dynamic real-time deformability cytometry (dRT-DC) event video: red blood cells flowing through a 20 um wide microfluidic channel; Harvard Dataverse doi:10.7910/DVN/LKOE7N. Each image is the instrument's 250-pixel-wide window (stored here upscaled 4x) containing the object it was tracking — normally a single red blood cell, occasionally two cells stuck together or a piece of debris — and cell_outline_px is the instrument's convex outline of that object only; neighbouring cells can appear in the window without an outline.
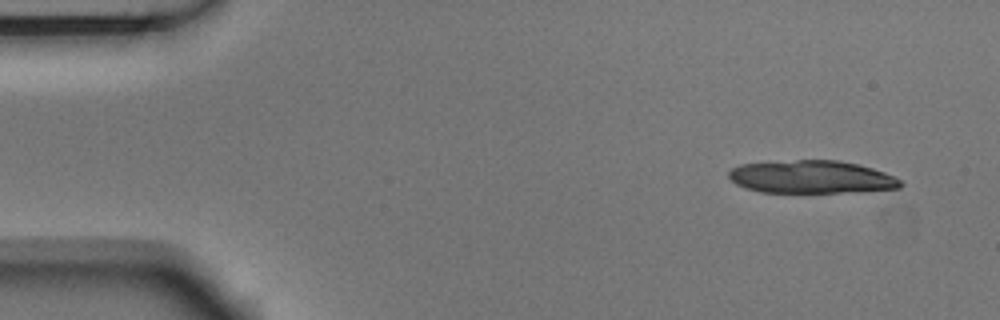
{"species": "Egyptian fruit bat (a non-hibernating species)", "species_latin": "Rousettus aegyptiacus", "temperature_condition": "room temperature", "stored_images_in_passage": 5, "segment_of_instrument_passage": [1, 2], "camera_frame_rate_fps": 3000, "um_per_image_px": 0.085, "animal": {"sex": "male"}, "frame": {"image": 1, "passage_image": 1, "time_ms": 0.0, "image_size_px": [1000, 320], "cell_outline_px": [[904, 184], [900, 188], [840, 192], [760, 192], [744, 188], [736, 184], [728, 176], [728, 172], [732, 168], [740, 164], [796, 160], [840, 160], [872, 168], [884, 172], [900, 180]], "centroid_in_image_um": [68.93, 15.04], "position_along_channel_um": 16.1, "area_um2": 32.66}}